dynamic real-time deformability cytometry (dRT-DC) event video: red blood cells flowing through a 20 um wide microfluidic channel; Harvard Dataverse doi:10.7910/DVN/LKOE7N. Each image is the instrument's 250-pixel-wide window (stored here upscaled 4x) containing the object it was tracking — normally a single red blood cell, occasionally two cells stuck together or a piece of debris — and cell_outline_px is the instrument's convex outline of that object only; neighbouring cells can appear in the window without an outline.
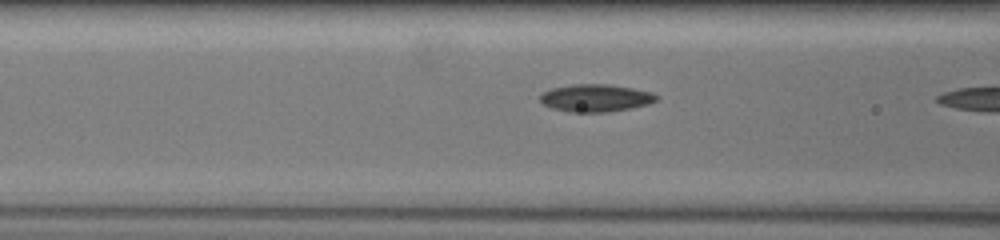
{"species": "common noctule bat (a hibernating species)", "species_latin": "Nyctalus noctula", "temperature_condition": "warm", "stored_images_in_passage": 29, "camera_frame_rate_fps": 3000, "um_per_image_px": 0.085, "animal": {"sex": "female", "body_mass_g": 19.5, "forearm_length_mm": 54.1}, "frame": {"image": 1, "passage_image": 27, "time_ms": 7.0, "image_size_px": [1000, 240], "cell_outline_px": [[660, 96], [656, 100], [648, 104], [608, 112], [572, 112], [552, 108], [544, 104], [540, 100], [540, 96], [544, 92], [552, 88], [572, 84], [608, 84], [632, 88], [652, 92]], "centroid_in_image_um": [50.64, 8.32], "position_along_channel_um": 116.0, "area_um2": 18.5}}